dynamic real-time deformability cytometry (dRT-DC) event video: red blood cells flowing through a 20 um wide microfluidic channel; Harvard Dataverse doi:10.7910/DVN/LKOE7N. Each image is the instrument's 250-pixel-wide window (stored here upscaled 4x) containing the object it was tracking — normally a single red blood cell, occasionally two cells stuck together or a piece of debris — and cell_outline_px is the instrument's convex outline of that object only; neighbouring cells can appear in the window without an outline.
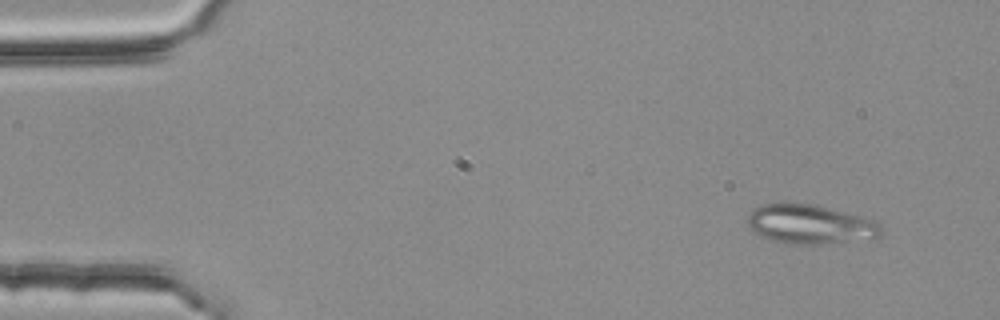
{"species": "common noctule bat (a hibernating species)", "species_latin": "Nyctalus noctula", "temperature_condition": "room temperature", "stored_images_in_passage": 4, "camera_frame_rate_fps": 3000, "um_per_image_px": 0.085, "animal": {"sex": "female", "body_mass_g": 25.1}, "frame": {"image": 1, "passage_image": 1, "time_ms": 0.0, "image_size_px": [1000, 320], "cell_outline_px": [[884, 232], [880, 236], [816, 244], [804, 244], [772, 240], [756, 232], [748, 224], [748, 216], [752, 208], [760, 204], [784, 200], [812, 204], [856, 216], [880, 224]], "centroid_in_image_um": [68.75, 19.01], "position_along_channel_um": 16.3, "area_um2": 29.88}}